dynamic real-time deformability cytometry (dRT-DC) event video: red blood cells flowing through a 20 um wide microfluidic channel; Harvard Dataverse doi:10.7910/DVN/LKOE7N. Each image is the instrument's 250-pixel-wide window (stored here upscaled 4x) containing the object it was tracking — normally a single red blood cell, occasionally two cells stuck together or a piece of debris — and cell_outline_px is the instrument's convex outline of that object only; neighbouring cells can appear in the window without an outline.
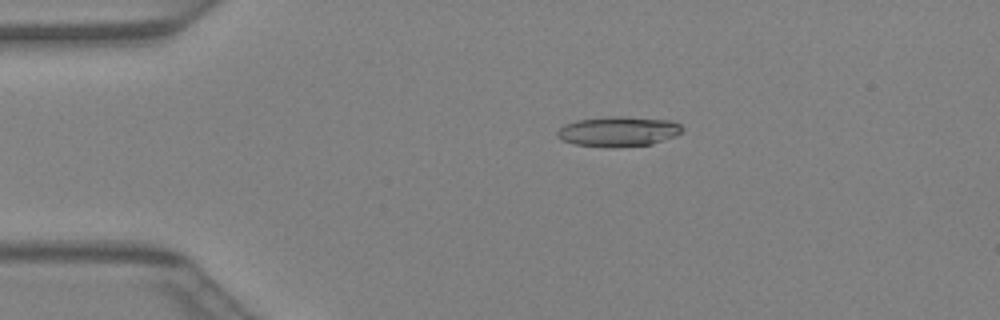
{"species": "Egyptian fruit bat (a non-hibernating species)", "species_latin": "Rousettus aegyptiacus", "temperature_condition": "warm", "stored_images_in_passage": 39, "camera_frame_rate_fps": 3000, "um_per_image_px": 0.085, "animal": {"sex": "female"}, "frame": {"image": 1, "passage_image": 7, "time_ms": 2.0, "image_size_px": [1000, 320], "cell_outline_px": [[684, 128], [676, 136], [652, 144], [576, 144], [564, 140], [556, 136], [556, 132], [564, 124], [580, 120], [616, 116], [620, 116], [672, 120], [680, 124]], "centroid_in_image_um": [52.62, 11.12], "position_along_channel_um": 32.4, "area_um2": 20.69}}
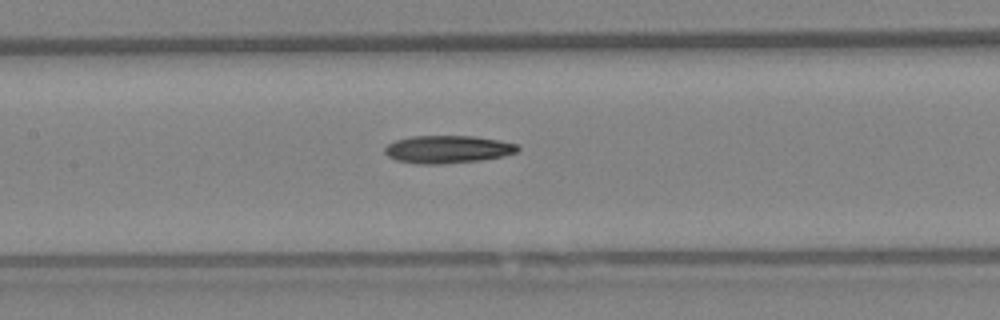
{"frame": {"image": 2, "passage_image": 18, "time_ms": 5.667, "image_size_px": [1000, 320], "cell_outline_px": [[520, 148], [516, 152], [504, 156], [480, 160], [444, 164], [416, 164], [396, 160], [388, 156], [384, 152], [384, 148], [388, 144], [396, 140], [412, 136], [472, 136], [500, 140], [516, 144]], "centroid_in_image_um": [38.04, 12.69], "position_along_channel_um": 169.4, "area_um2": 21.5}}
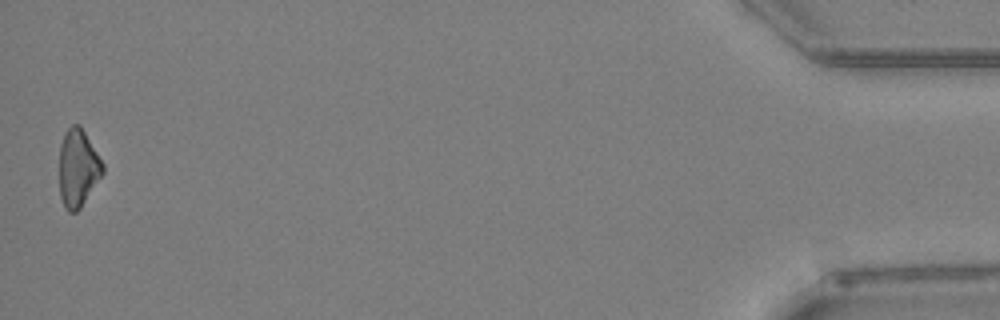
{"frame": {"image": 3, "passage_image": 39, "time_ms": 12.667, "image_size_px": [1000, 320], "cell_outline_px": [[104, 172], [80, 208], [76, 212], [68, 212], [64, 208], [60, 196], [60, 144], [64, 132], [72, 124], [80, 124], [104, 164]], "centroid_in_image_um": [6.62, 14.27], "position_along_channel_um": 428.6, "area_um2": 19.65}}